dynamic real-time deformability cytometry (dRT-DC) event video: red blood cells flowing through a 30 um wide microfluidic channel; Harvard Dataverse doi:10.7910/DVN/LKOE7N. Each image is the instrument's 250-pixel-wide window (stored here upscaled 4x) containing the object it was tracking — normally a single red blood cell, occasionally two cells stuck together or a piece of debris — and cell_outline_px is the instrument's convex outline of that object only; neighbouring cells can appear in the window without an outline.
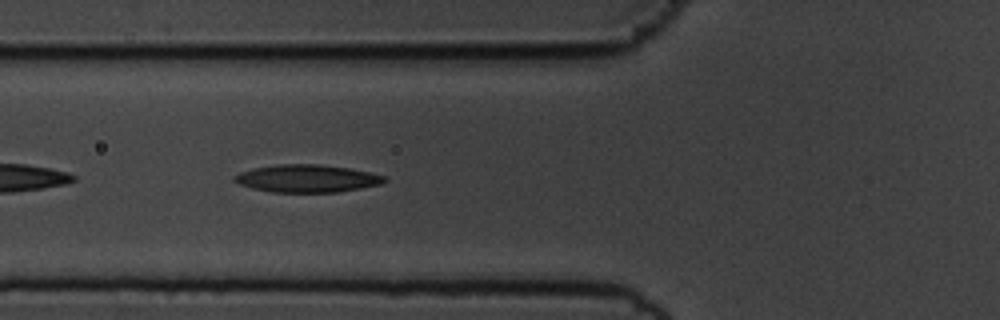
{"species": "common noctule bat (a hibernating species)", "species_latin": "Nyctalus noctula", "temperature_condition": "cold", "stored_images_in_passage": 33, "camera_frame_rate_fps": 3000, "um_per_image_px": 0.085, "animal": {"sex": "male", "body_mass_g": 19.5, "forearm_length_mm": 54.6}, "frame": {"image": 1, "passage_image": 5, "time_ms": 1.333, "image_size_px": [1000, 320], "cell_outline_px": [[388, 180], [380, 184], [360, 188], [336, 192], [272, 192], [252, 188], [240, 184], [232, 180], [232, 176], [240, 172], [252, 168], [276, 164], [320, 164], [348, 168], [368, 172], [384, 176]], "centroid_in_image_um": [26.04, 15.16], "position_along_channel_um": 99.8, "area_um2": 24.1}}
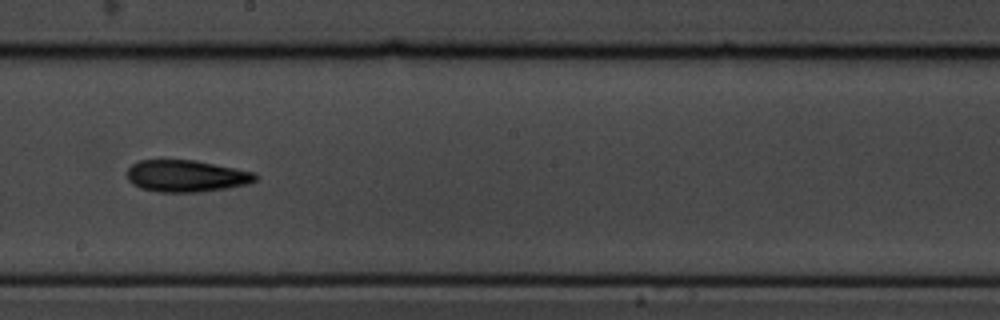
{"frame": {"image": 2, "passage_image": 16, "time_ms": 5.0, "image_size_px": [1000, 320], "cell_outline_px": [[260, 176], [256, 180], [248, 184], [228, 188], [200, 192], [156, 192], [140, 188], [132, 184], [128, 180], [128, 168], [132, 164], [140, 160], [196, 160], [256, 172]], "centroid_in_image_um": [15.87, 14.96], "position_along_channel_um": 232.3, "area_um2": 24.1}}
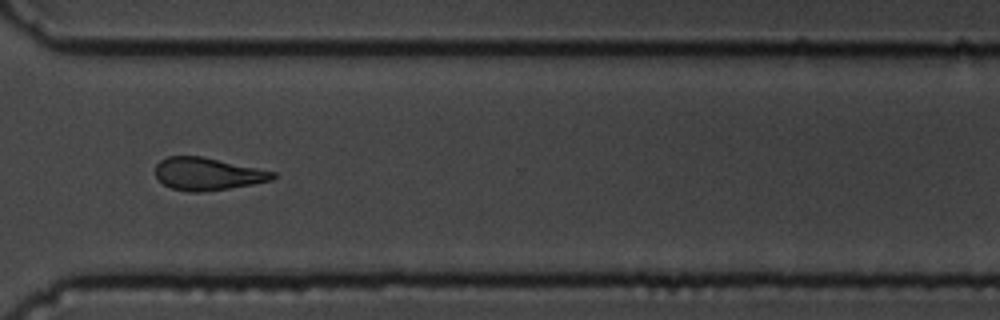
{"frame": {"image": 3, "passage_image": 26, "time_ms": 8.333, "image_size_px": [1000, 320], "cell_outline_px": [[276, 176], [272, 180], [252, 184], [204, 192], [188, 192], [172, 188], [164, 184], [156, 176], [156, 164], [160, 160], [168, 156], [200, 156], [276, 172]], "centroid_in_image_um": [17.63, 14.78], "position_along_channel_um": 353.0, "area_um2": 22.02}, "authors_computed_cell_mechanics": {"area_um2": 23.12, "velocity_mm_per_s": 3.6141, "shape_relaxation_time_tau1_ms": 4.7453, "shape_relaxation_time_tau2_ms": null, "deformation_change_tau1": 0.1657, "deformation_change_tau2": null}}